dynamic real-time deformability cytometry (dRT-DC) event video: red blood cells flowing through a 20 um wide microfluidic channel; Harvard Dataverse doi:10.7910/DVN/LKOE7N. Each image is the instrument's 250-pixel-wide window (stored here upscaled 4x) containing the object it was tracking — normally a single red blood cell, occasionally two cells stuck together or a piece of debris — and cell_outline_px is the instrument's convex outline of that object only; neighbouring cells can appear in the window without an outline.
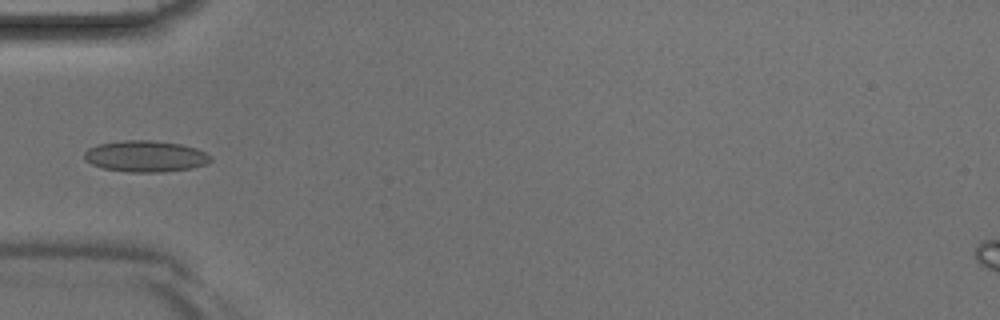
{"species": "Egyptian fruit bat (a non-hibernating species)", "species_latin": "Rousettus aegyptiacus", "temperature_condition": "room temperature", "stored_images_in_passage": 4, "camera_frame_rate_fps": 3000, "um_per_image_px": 0.085, "animal": {"sex": "male"}, "frame": {"image": 1, "passage_image": 4, "time_ms": 1.0, "image_size_px": [1000, 320], "cell_outline_px": [[212, 160], [204, 164], [192, 168], [164, 172], [128, 172], [104, 168], [92, 164], [84, 160], [84, 152], [88, 148], [100, 144], [124, 140], [148, 140], [180, 144], [196, 148], [212, 156]], "centroid_in_image_um": [12.36, 13.29], "position_along_channel_um": 72.6, "area_um2": 22.95}}